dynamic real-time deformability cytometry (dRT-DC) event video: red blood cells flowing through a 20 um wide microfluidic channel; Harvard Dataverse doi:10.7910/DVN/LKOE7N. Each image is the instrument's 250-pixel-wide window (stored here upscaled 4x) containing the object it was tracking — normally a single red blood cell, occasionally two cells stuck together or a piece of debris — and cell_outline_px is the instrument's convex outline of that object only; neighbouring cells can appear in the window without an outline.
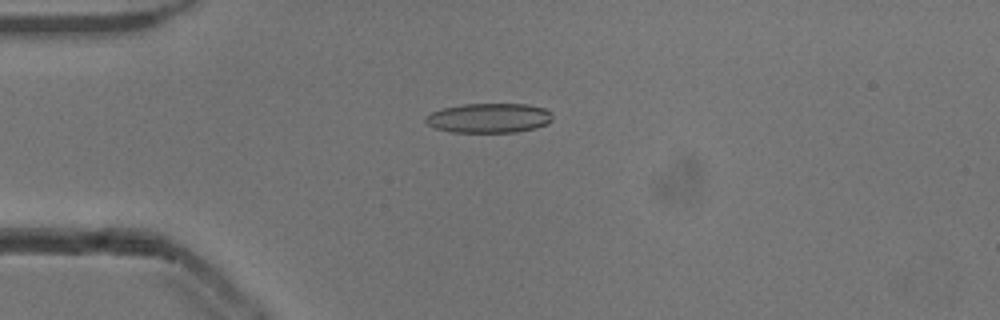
{"species": "common noctule bat (a hibernating species)", "species_latin": "Nyctalus noctula", "temperature_condition": "cold", "stored_images_in_passage": 54, "camera_frame_rate_fps": 3000, "um_per_image_px": 0.085, "animal": {"sex": "male", "body_mass_g": 13.3}, "frame": {"image": 1, "passage_image": 14, "time_ms": 4.333, "image_size_px": [1000, 320], "cell_outline_px": [[552, 120], [548, 124], [536, 128], [516, 132], [452, 132], [436, 128], [428, 124], [424, 120], [424, 116], [432, 112], [444, 108], [460, 104], [528, 104], [544, 108], [552, 112]], "centroid_in_image_um": [41.59, 10.03], "position_along_channel_um": 43.4, "area_um2": 22.02}}
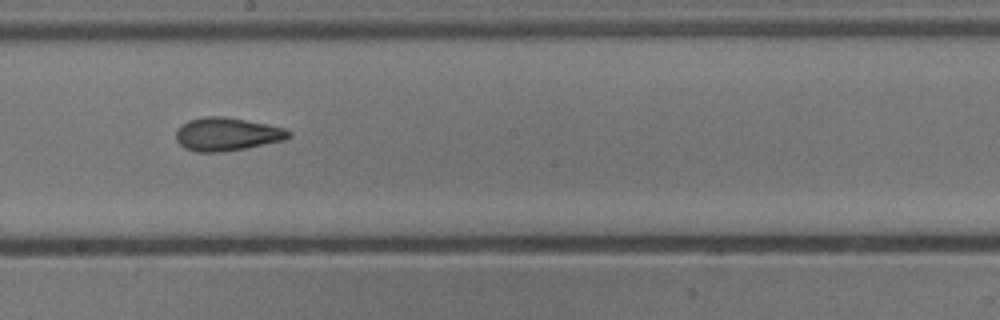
{"frame": {"image": 2, "passage_image": 30, "time_ms": 9.667, "image_size_px": [1000, 320], "cell_outline_px": [[292, 136], [284, 140], [248, 148], [224, 152], [196, 152], [184, 148], [176, 140], [176, 132], [180, 124], [188, 120], [204, 116], [224, 116], [268, 124], [284, 128], [292, 132]], "centroid_in_image_um": [19.29, 11.41], "position_along_channel_um": 228.9, "area_um2": 22.14}}
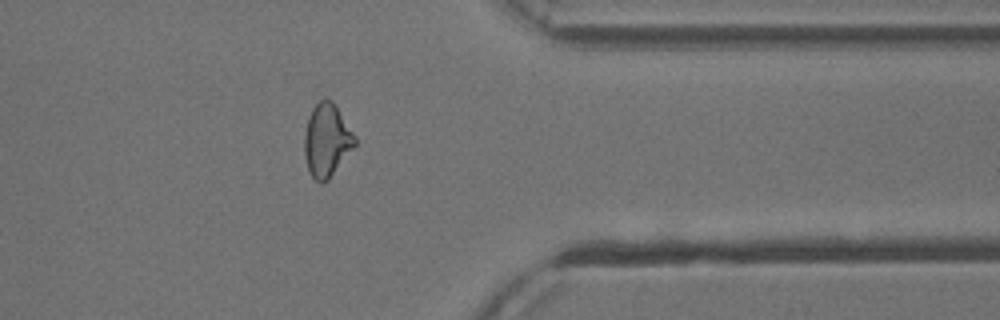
{"frame": {"image": 3, "passage_image": 43, "time_ms": 14.0, "image_size_px": [1000, 320], "cell_outline_px": [[356, 144], [328, 180], [320, 184], [312, 176], [308, 168], [304, 152], [304, 136], [308, 116], [312, 108], [324, 96], [332, 100], [336, 104], [356, 136]], "centroid_in_image_um": [27.78, 11.87], "position_along_channel_um": 383.6, "area_um2": 21.62}, "authors_computed_cell_mechanics": {"area_um2": 21.5594, "velocity_mm_per_s": 3.8639, "shape_relaxation_time_tau1_ms": 6.6704, "shape_relaxation_time_tau2_ms": 1.9965, "deformation_change_tau1": 0.1834, "deformation_change_tau2": 0.0867}}